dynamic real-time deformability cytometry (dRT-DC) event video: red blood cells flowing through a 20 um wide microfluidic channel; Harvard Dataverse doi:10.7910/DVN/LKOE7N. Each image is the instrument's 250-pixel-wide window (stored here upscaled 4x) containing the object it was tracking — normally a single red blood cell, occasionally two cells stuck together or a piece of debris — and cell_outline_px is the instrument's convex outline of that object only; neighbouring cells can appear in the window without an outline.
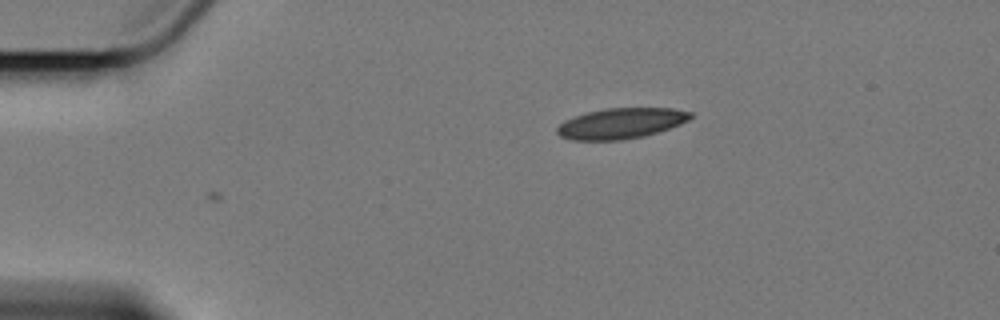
{"species": "Egyptian fruit bat (a non-hibernating species)", "species_latin": "Rousettus aegyptiacus", "temperature_condition": "cold", "stored_images_in_passage": 2, "camera_frame_rate_fps": 3000, "um_per_image_px": 0.085, "animal": {"sex": "female"}, "frame": {"image": 1, "passage_image": 2, "time_ms": 0.333, "image_size_px": [1000, 320], "cell_outline_px": [[692, 116], [688, 120], [680, 124], [644, 136], [620, 140], [576, 140], [560, 136], [556, 132], [556, 128], [564, 120], [588, 112], [604, 108], [672, 108], [692, 112]], "centroid_in_image_um": [52.77, 10.48], "position_along_channel_um": 32.2, "area_um2": 23.58}}